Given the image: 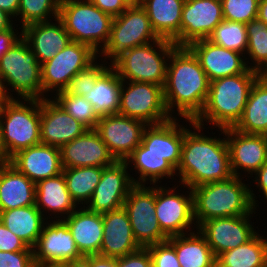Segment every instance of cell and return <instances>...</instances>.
Returning <instances> with one entry per match:
<instances>
[{"instance_id": "obj_13", "label": "cell", "mask_w": 267, "mask_h": 267, "mask_svg": "<svg viewBox=\"0 0 267 267\" xmlns=\"http://www.w3.org/2000/svg\"><path fill=\"white\" fill-rule=\"evenodd\" d=\"M168 188L155 185V215L161 231L168 238L193 232L192 224L195 227L196 223L192 188L186 186L190 190L186 191L188 195L177 193L175 190L178 185L173 189Z\"/></svg>"}, {"instance_id": "obj_28", "label": "cell", "mask_w": 267, "mask_h": 267, "mask_svg": "<svg viewBox=\"0 0 267 267\" xmlns=\"http://www.w3.org/2000/svg\"><path fill=\"white\" fill-rule=\"evenodd\" d=\"M185 0H140L151 26L159 38L180 46L182 9Z\"/></svg>"}, {"instance_id": "obj_24", "label": "cell", "mask_w": 267, "mask_h": 267, "mask_svg": "<svg viewBox=\"0 0 267 267\" xmlns=\"http://www.w3.org/2000/svg\"><path fill=\"white\" fill-rule=\"evenodd\" d=\"M54 21L32 23L21 29L22 38L41 65L51 60L72 41L63 22L59 18Z\"/></svg>"}, {"instance_id": "obj_61", "label": "cell", "mask_w": 267, "mask_h": 267, "mask_svg": "<svg viewBox=\"0 0 267 267\" xmlns=\"http://www.w3.org/2000/svg\"><path fill=\"white\" fill-rule=\"evenodd\" d=\"M214 267H221V266L216 262Z\"/></svg>"}, {"instance_id": "obj_56", "label": "cell", "mask_w": 267, "mask_h": 267, "mask_svg": "<svg viewBox=\"0 0 267 267\" xmlns=\"http://www.w3.org/2000/svg\"><path fill=\"white\" fill-rule=\"evenodd\" d=\"M257 18L267 25V0H260Z\"/></svg>"}, {"instance_id": "obj_25", "label": "cell", "mask_w": 267, "mask_h": 267, "mask_svg": "<svg viewBox=\"0 0 267 267\" xmlns=\"http://www.w3.org/2000/svg\"><path fill=\"white\" fill-rule=\"evenodd\" d=\"M103 239L99 255L120 258L141 248L124 207L102 213Z\"/></svg>"}, {"instance_id": "obj_42", "label": "cell", "mask_w": 267, "mask_h": 267, "mask_svg": "<svg viewBox=\"0 0 267 267\" xmlns=\"http://www.w3.org/2000/svg\"><path fill=\"white\" fill-rule=\"evenodd\" d=\"M260 0H221L224 20L249 23L258 16Z\"/></svg>"}, {"instance_id": "obj_53", "label": "cell", "mask_w": 267, "mask_h": 267, "mask_svg": "<svg viewBox=\"0 0 267 267\" xmlns=\"http://www.w3.org/2000/svg\"><path fill=\"white\" fill-rule=\"evenodd\" d=\"M14 97L17 98L16 96H13V93L8 92L4 78L0 73V103L3 105Z\"/></svg>"}, {"instance_id": "obj_54", "label": "cell", "mask_w": 267, "mask_h": 267, "mask_svg": "<svg viewBox=\"0 0 267 267\" xmlns=\"http://www.w3.org/2000/svg\"><path fill=\"white\" fill-rule=\"evenodd\" d=\"M65 265L67 267H91V255L82 256L81 258L68 262Z\"/></svg>"}, {"instance_id": "obj_8", "label": "cell", "mask_w": 267, "mask_h": 267, "mask_svg": "<svg viewBox=\"0 0 267 267\" xmlns=\"http://www.w3.org/2000/svg\"><path fill=\"white\" fill-rule=\"evenodd\" d=\"M0 73L17 98L43 99L41 64L22 37L1 57Z\"/></svg>"}, {"instance_id": "obj_4", "label": "cell", "mask_w": 267, "mask_h": 267, "mask_svg": "<svg viewBox=\"0 0 267 267\" xmlns=\"http://www.w3.org/2000/svg\"><path fill=\"white\" fill-rule=\"evenodd\" d=\"M258 77L259 73H240L211 81L205 106L194 123L203 128L204 121L218 129L233 128L243 114Z\"/></svg>"}, {"instance_id": "obj_55", "label": "cell", "mask_w": 267, "mask_h": 267, "mask_svg": "<svg viewBox=\"0 0 267 267\" xmlns=\"http://www.w3.org/2000/svg\"><path fill=\"white\" fill-rule=\"evenodd\" d=\"M13 18L6 12L0 10V31L7 30L13 26Z\"/></svg>"}, {"instance_id": "obj_32", "label": "cell", "mask_w": 267, "mask_h": 267, "mask_svg": "<svg viewBox=\"0 0 267 267\" xmlns=\"http://www.w3.org/2000/svg\"><path fill=\"white\" fill-rule=\"evenodd\" d=\"M48 219H51L50 216L45 218L36 205L0 212L1 222L31 248L36 245Z\"/></svg>"}, {"instance_id": "obj_20", "label": "cell", "mask_w": 267, "mask_h": 267, "mask_svg": "<svg viewBox=\"0 0 267 267\" xmlns=\"http://www.w3.org/2000/svg\"><path fill=\"white\" fill-rule=\"evenodd\" d=\"M223 20L221 0H185L182 9L180 46L207 39Z\"/></svg>"}, {"instance_id": "obj_16", "label": "cell", "mask_w": 267, "mask_h": 267, "mask_svg": "<svg viewBox=\"0 0 267 267\" xmlns=\"http://www.w3.org/2000/svg\"><path fill=\"white\" fill-rule=\"evenodd\" d=\"M253 213L256 212L253 210L246 215L210 219L202 222L197 229L217 257L248 242L257 233L250 221Z\"/></svg>"}, {"instance_id": "obj_34", "label": "cell", "mask_w": 267, "mask_h": 267, "mask_svg": "<svg viewBox=\"0 0 267 267\" xmlns=\"http://www.w3.org/2000/svg\"><path fill=\"white\" fill-rule=\"evenodd\" d=\"M189 234L172 236L168 242L175 248L181 267H214L216 257L204 236L196 229Z\"/></svg>"}, {"instance_id": "obj_14", "label": "cell", "mask_w": 267, "mask_h": 267, "mask_svg": "<svg viewBox=\"0 0 267 267\" xmlns=\"http://www.w3.org/2000/svg\"><path fill=\"white\" fill-rule=\"evenodd\" d=\"M51 221L44 223L38 241L33 247L35 265H65L81 258L82 255L66 222L63 219Z\"/></svg>"}, {"instance_id": "obj_36", "label": "cell", "mask_w": 267, "mask_h": 267, "mask_svg": "<svg viewBox=\"0 0 267 267\" xmlns=\"http://www.w3.org/2000/svg\"><path fill=\"white\" fill-rule=\"evenodd\" d=\"M257 232L248 242L216 257L221 267H267V237Z\"/></svg>"}, {"instance_id": "obj_6", "label": "cell", "mask_w": 267, "mask_h": 267, "mask_svg": "<svg viewBox=\"0 0 267 267\" xmlns=\"http://www.w3.org/2000/svg\"><path fill=\"white\" fill-rule=\"evenodd\" d=\"M0 127L2 143L9 159L23 149L41 144L40 99L20 101V98H13L3 104Z\"/></svg>"}, {"instance_id": "obj_11", "label": "cell", "mask_w": 267, "mask_h": 267, "mask_svg": "<svg viewBox=\"0 0 267 267\" xmlns=\"http://www.w3.org/2000/svg\"><path fill=\"white\" fill-rule=\"evenodd\" d=\"M97 57V53L88 45L71 41L51 60L41 65L43 99L49 97L46 95L49 92L65 90L72 77L86 69Z\"/></svg>"}, {"instance_id": "obj_21", "label": "cell", "mask_w": 267, "mask_h": 267, "mask_svg": "<svg viewBox=\"0 0 267 267\" xmlns=\"http://www.w3.org/2000/svg\"><path fill=\"white\" fill-rule=\"evenodd\" d=\"M88 128L69 115L54 99L40 100L41 144L61 148Z\"/></svg>"}, {"instance_id": "obj_52", "label": "cell", "mask_w": 267, "mask_h": 267, "mask_svg": "<svg viewBox=\"0 0 267 267\" xmlns=\"http://www.w3.org/2000/svg\"><path fill=\"white\" fill-rule=\"evenodd\" d=\"M0 10L16 20L19 10V0H0Z\"/></svg>"}, {"instance_id": "obj_15", "label": "cell", "mask_w": 267, "mask_h": 267, "mask_svg": "<svg viewBox=\"0 0 267 267\" xmlns=\"http://www.w3.org/2000/svg\"><path fill=\"white\" fill-rule=\"evenodd\" d=\"M142 120L120 114L99 118L95 130L117 161H124L141 143L144 129Z\"/></svg>"}, {"instance_id": "obj_31", "label": "cell", "mask_w": 267, "mask_h": 267, "mask_svg": "<svg viewBox=\"0 0 267 267\" xmlns=\"http://www.w3.org/2000/svg\"><path fill=\"white\" fill-rule=\"evenodd\" d=\"M122 79L110 65L96 80L84 98L91 102L98 118L118 114Z\"/></svg>"}, {"instance_id": "obj_45", "label": "cell", "mask_w": 267, "mask_h": 267, "mask_svg": "<svg viewBox=\"0 0 267 267\" xmlns=\"http://www.w3.org/2000/svg\"><path fill=\"white\" fill-rule=\"evenodd\" d=\"M0 267H36L33 251H0Z\"/></svg>"}, {"instance_id": "obj_2", "label": "cell", "mask_w": 267, "mask_h": 267, "mask_svg": "<svg viewBox=\"0 0 267 267\" xmlns=\"http://www.w3.org/2000/svg\"><path fill=\"white\" fill-rule=\"evenodd\" d=\"M209 86L210 81L194 53L187 46H176L168 60L163 87L170 116L178 112L181 120L183 117L194 121L205 106Z\"/></svg>"}, {"instance_id": "obj_26", "label": "cell", "mask_w": 267, "mask_h": 267, "mask_svg": "<svg viewBox=\"0 0 267 267\" xmlns=\"http://www.w3.org/2000/svg\"><path fill=\"white\" fill-rule=\"evenodd\" d=\"M177 120L173 117L161 124L148 125L144 129L141 141L144 145V154L161 155L176 170L180 164L184 140V126Z\"/></svg>"}, {"instance_id": "obj_50", "label": "cell", "mask_w": 267, "mask_h": 267, "mask_svg": "<svg viewBox=\"0 0 267 267\" xmlns=\"http://www.w3.org/2000/svg\"><path fill=\"white\" fill-rule=\"evenodd\" d=\"M253 175H255L253 180L258 187L259 192H263L264 199L267 200V162L263 164ZM260 187V188H259Z\"/></svg>"}, {"instance_id": "obj_38", "label": "cell", "mask_w": 267, "mask_h": 267, "mask_svg": "<svg viewBox=\"0 0 267 267\" xmlns=\"http://www.w3.org/2000/svg\"><path fill=\"white\" fill-rule=\"evenodd\" d=\"M246 31L248 36L246 51L248 58H245L248 59L247 66L260 73L267 65V25L256 18L246 24ZM250 59L252 63H249Z\"/></svg>"}, {"instance_id": "obj_40", "label": "cell", "mask_w": 267, "mask_h": 267, "mask_svg": "<svg viewBox=\"0 0 267 267\" xmlns=\"http://www.w3.org/2000/svg\"><path fill=\"white\" fill-rule=\"evenodd\" d=\"M53 98L69 115L88 129H95L99 118L93 111V105L84 96H76L65 90L55 93Z\"/></svg>"}, {"instance_id": "obj_17", "label": "cell", "mask_w": 267, "mask_h": 267, "mask_svg": "<svg viewBox=\"0 0 267 267\" xmlns=\"http://www.w3.org/2000/svg\"><path fill=\"white\" fill-rule=\"evenodd\" d=\"M125 161H116L103 168L102 175L91 199L86 204L87 210L105 213L123 207L130 189L134 186L133 178L128 173Z\"/></svg>"}, {"instance_id": "obj_49", "label": "cell", "mask_w": 267, "mask_h": 267, "mask_svg": "<svg viewBox=\"0 0 267 267\" xmlns=\"http://www.w3.org/2000/svg\"><path fill=\"white\" fill-rule=\"evenodd\" d=\"M14 26L0 31V59L22 37V30L17 32ZM17 32V33H16ZM19 34V36H17Z\"/></svg>"}, {"instance_id": "obj_57", "label": "cell", "mask_w": 267, "mask_h": 267, "mask_svg": "<svg viewBox=\"0 0 267 267\" xmlns=\"http://www.w3.org/2000/svg\"><path fill=\"white\" fill-rule=\"evenodd\" d=\"M9 158L5 152L3 143H2V136H1V127H0V165L9 162Z\"/></svg>"}, {"instance_id": "obj_12", "label": "cell", "mask_w": 267, "mask_h": 267, "mask_svg": "<svg viewBox=\"0 0 267 267\" xmlns=\"http://www.w3.org/2000/svg\"><path fill=\"white\" fill-rule=\"evenodd\" d=\"M123 207L128 214L134 238L141 247L168 240L155 215V185H134Z\"/></svg>"}, {"instance_id": "obj_27", "label": "cell", "mask_w": 267, "mask_h": 267, "mask_svg": "<svg viewBox=\"0 0 267 267\" xmlns=\"http://www.w3.org/2000/svg\"><path fill=\"white\" fill-rule=\"evenodd\" d=\"M80 207V208H79ZM63 220L72 232L76 247L82 256L100 253L103 239L102 213L91 212L81 205Z\"/></svg>"}, {"instance_id": "obj_39", "label": "cell", "mask_w": 267, "mask_h": 267, "mask_svg": "<svg viewBox=\"0 0 267 267\" xmlns=\"http://www.w3.org/2000/svg\"><path fill=\"white\" fill-rule=\"evenodd\" d=\"M207 39L216 45L237 51L244 56L246 54L248 36L244 23L223 19Z\"/></svg>"}, {"instance_id": "obj_5", "label": "cell", "mask_w": 267, "mask_h": 267, "mask_svg": "<svg viewBox=\"0 0 267 267\" xmlns=\"http://www.w3.org/2000/svg\"><path fill=\"white\" fill-rule=\"evenodd\" d=\"M175 47L172 41L160 38L122 52L110 65L123 81L153 83L164 87L167 62Z\"/></svg>"}, {"instance_id": "obj_7", "label": "cell", "mask_w": 267, "mask_h": 267, "mask_svg": "<svg viewBox=\"0 0 267 267\" xmlns=\"http://www.w3.org/2000/svg\"><path fill=\"white\" fill-rule=\"evenodd\" d=\"M58 18L72 41L88 45L97 54L108 42L114 19L90 0H61Z\"/></svg>"}, {"instance_id": "obj_51", "label": "cell", "mask_w": 267, "mask_h": 267, "mask_svg": "<svg viewBox=\"0 0 267 267\" xmlns=\"http://www.w3.org/2000/svg\"><path fill=\"white\" fill-rule=\"evenodd\" d=\"M91 267H117V258L99 254L91 255Z\"/></svg>"}, {"instance_id": "obj_46", "label": "cell", "mask_w": 267, "mask_h": 267, "mask_svg": "<svg viewBox=\"0 0 267 267\" xmlns=\"http://www.w3.org/2000/svg\"><path fill=\"white\" fill-rule=\"evenodd\" d=\"M0 251H33V248L12 233L0 220Z\"/></svg>"}, {"instance_id": "obj_59", "label": "cell", "mask_w": 267, "mask_h": 267, "mask_svg": "<svg viewBox=\"0 0 267 267\" xmlns=\"http://www.w3.org/2000/svg\"><path fill=\"white\" fill-rule=\"evenodd\" d=\"M259 76L267 81V65L266 67L259 73Z\"/></svg>"}, {"instance_id": "obj_44", "label": "cell", "mask_w": 267, "mask_h": 267, "mask_svg": "<svg viewBox=\"0 0 267 267\" xmlns=\"http://www.w3.org/2000/svg\"><path fill=\"white\" fill-rule=\"evenodd\" d=\"M152 267H181L177 259L175 248L168 242L147 246Z\"/></svg>"}, {"instance_id": "obj_43", "label": "cell", "mask_w": 267, "mask_h": 267, "mask_svg": "<svg viewBox=\"0 0 267 267\" xmlns=\"http://www.w3.org/2000/svg\"><path fill=\"white\" fill-rule=\"evenodd\" d=\"M102 62L103 64L98 63L96 59V62L74 75L65 91L76 96H85L94 87L97 78L110 66Z\"/></svg>"}, {"instance_id": "obj_29", "label": "cell", "mask_w": 267, "mask_h": 267, "mask_svg": "<svg viewBox=\"0 0 267 267\" xmlns=\"http://www.w3.org/2000/svg\"><path fill=\"white\" fill-rule=\"evenodd\" d=\"M36 185L9 162L0 165V212L35 205Z\"/></svg>"}, {"instance_id": "obj_1", "label": "cell", "mask_w": 267, "mask_h": 267, "mask_svg": "<svg viewBox=\"0 0 267 267\" xmlns=\"http://www.w3.org/2000/svg\"><path fill=\"white\" fill-rule=\"evenodd\" d=\"M185 121L189 122L190 129L192 126L197 132L184 126L181 160L176 170L180 178L179 184L194 188L206 183L224 181L234 176L225 136L208 137L201 133L204 129L202 126L190 119Z\"/></svg>"}, {"instance_id": "obj_30", "label": "cell", "mask_w": 267, "mask_h": 267, "mask_svg": "<svg viewBox=\"0 0 267 267\" xmlns=\"http://www.w3.org/2000/svg\"><path fill=\"white\" fill-rule=\"evenodd\" d=\"M35 185V205L45 218L47 216L46 213L50 211L52 219L53 213V216L56 214L54 219H64L77 209V204L73 201L67 189L63 173L40 180Z\"/></svg>"}, {"instance_id": "obj_23", "label": "cell", "mask_w": 267, "mask_h": 267, "mask_svg": "<svg viewBox=\"0 0 267 267\" xmlns=\"http://www.w3.org/2000/svg\"><path fill=\"white\" fill-rule=\"evenodd\" d=\"M9 163L35 184L63 172L60 148L38 144L13 155Z\"/></svg>"}, {"instance_id": "obj_9", "label": "cell", "mask_w": 267, "mask_h": 267, "mask_svg": "<svg viewBox=\"0 0 267 267\" xmlns=\"http://www.w3.org/2000/svg\"><path fill=\"white\" fill-rule=\"evenodd\" d=\"M160 38L154 32L146 11L140 6H129L112 22L110 36L98 57L112 62L122 52ZM102 56H101V55Z\"/></svg>"}, {"instance_id": "obj_35", "label": "cell", "mask_w": 267, "mask_h": 267, "mask_svg": "<svg viewBox=\"0 0 267 267\" xmlns=\"http://www.w3.org/2000/svg\"><path fill=\"white\" fill-rule=\"evenodd\" d=\"M124 161L129 167L132 165V168L137 170L135 172L139 176L136 179L133 178L134 185H146L148 180L150 185H155L163 178L170 179L172 176H177L176 169L161 155L144 154L142 143Z\"/></svg>"}, {"instance_id": "obj_48", "label": "cell", "mask_w": 267, "mask_h": 267, "mask_svg": "<svg viewBox=\"0 0 267 267\" xmlns=\"http://www.w3.org/2000/svg\"><path fill=\"white\" fill-rule=\"evenodd\" d=\"M96 7L113 18L121 15L129 6L123 0H90Z\"/></svg>"}, {"instance_id": "obj_37", "label": "cell", "mask_w": 267, "mask_h": 267, "mask_svg": "<svg viewBox=\"0 0 267 267\" xmlns=\"http://www.w3.org/2000/svg\"><path fill=\"white\" fill-rule=\"evenodd\" d=\"M102 171V167L91 166L63 168L67 189L77 206L89 202L100 181Z\"/></svg>"}, {"instance_id": "obj_10", "label": "cell", "mask_w": 267, "mask_h": 267, "mask_svg": "<svg viewBox=\"0 0 267 267\" xmlns=\"http://www.w3.org/2000/svg\"><path fill=\"white\" fill-rule=\"evenodd\" d=\"M118 114L142 120L147 125L161 124L173 118L165 105L163 86L123 80Z\"/></svg>"}, {"instance_id": "obj_41", "label": "cell", "mask_w": 267, "mask_h": 267, "mask_svg": "<svg viewBox=\"0 0 267 267\" xmlns=\"http://www.w3.org/2000/svg\"><path fill=\"white\" fill-rule=\"evenodd\" d=\"M61 0H19L18 17L21 28L37 22H49L59 17ZM20 15V16H19Z\"/></svg>"}, {"instance_id": "obj_60", "label": "cell", "mask_w": 267, "mask_h": 267, "mask_svg": "<svg viewBox=\"0 0 267 267\" xmlns=\"http://www.w3.org/2000/svg\"><path fill=\"white\" fill-rule=\"evenodd\" d=\"M36 267H67V266L61 265V264H55V265H41V266H36Z\"/></svg>"}, {"instance_id": "obj_19", "label": "cell", "mask_w": 267, "mask_h": 267, "mask_svg": "<svg viewBox=\"0 0 267 267\" xmlns=\"http://www.w3.org/2000/svg\"><path fill=\"white\" fill-rule=\"evenodd\" d=\"M219 130L227 137L234 176L241 177L240 170L248 172L246 176H251L267 162V135L247 134L233 128Z\"/></svg>"}, {"instance_id": "obj_3", "label": "cell", "mask_w": 267, "mask_h": 267, "mask_svg": "<svg viewBox=\"0 0 267 267\" xmlns=\"http://www.w3.org/2000/svg\"><path fill=\"white\" fill-rule=\"evenodd\" d=\"M242 180L232 176L192 188L196 229L210 219L241 216L257 210V196Z\"/></svg>"}, {"instance_id": "obj_58", "label": "cell", "mask_w": 267, "mask_h": 267, "mask_svg": "<svg viewBox=\"0 0 267 267\" xmlns=\"http://www.w3.org/2000/svg\"><path fill=\"white\" fill-rule=\"evenodd\" d=\"M128 6L140 5V0H123Z\"/></svg>"}, {"instance_id": "obj_18", "label": "cell", "mask_w": 267, "mask_h": 267, "mask_svg": "<svg viewBox=\"0 0 267 267\" xmlns=\"http://www.w3.org/2000/svg\"><path fill=\"white\" fill-rule=\"evenodd\" d=\"M187 47L198 58L210 82L240 73H259L249 69L243 54L216 45L208 39L196 40Z\"/></svg>"}, {"instance_id": "obj_22", "label": "cell", "mask_w": 267, "mask_h": 267, "mask_svg": "<svg viewBox=\"0 0 267 267\" xmlns=\"http://www.w3.org/2000/svg\"><path fill=\"white\" fill-rule=\"evenodd\" d=\"M60 152L63 168H105L117 161L95 129H88L83 135L66 143Z\"/></svg>"}, {"instance_id": "obj_33", "label": "cell", "mask_w": 267, "mask_h": 267, "mask_svg": "<svg viewBox=\"0 0 267 267\" xmlns=\"http://www.w3.org/2000/svg\"><path fill=\"white\" fill-rule=\"evenodd\" d=\"M233 129L267 135V81L260 76L252 85L243 114Z\"/></svg>"}, {"instance_id": "obj_47", "label": "cell", "mask_w": 267, "mask_h": 267, "mask_svg": "<svg viewBox=\"0 0 267 267\" xmlns=\"http://www.w3.org/2000/svg\"><path fill=\"white\" fill-rule=\"evenodd\" d=\"M117 267H152V260L147 247L117 258Z\"/></svg>"}]
</instances>
